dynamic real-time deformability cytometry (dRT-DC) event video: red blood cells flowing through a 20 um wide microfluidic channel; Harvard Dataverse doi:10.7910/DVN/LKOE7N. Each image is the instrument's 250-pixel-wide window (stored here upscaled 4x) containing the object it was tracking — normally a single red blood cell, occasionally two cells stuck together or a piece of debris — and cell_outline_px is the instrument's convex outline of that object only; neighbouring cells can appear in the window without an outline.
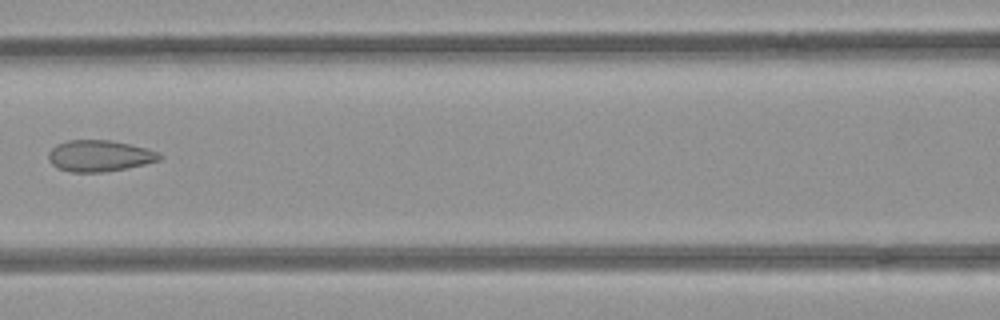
{"species": "common noctule bat (a hibernating species)", "species_latin": "Nyctalus noctula", "temperature_condition": "room temperature", "stored_images_in_passage": 8, "camera_frame_rate_fps": 3000, "um_per_image_px": 0.085, "animal": {"sex": "female", "body_mass_g": 21.9}, "frame": {"image": 1, "passage_image": 7, "time_ms": 2.0, "image_size_px": [1000, 320], "cell_outline_px": [[164, 156], [160, 160], [128, 168], [104, 172], [72, 172], [56, 168], [48, 160], [48, 152], [56, 144], [68, 140], [112, 140], [160, 152]], "centroid_in_image_um": [8.44, 13.25], "position_along_channel_um": 158.2, "area_um2": 20.4}}
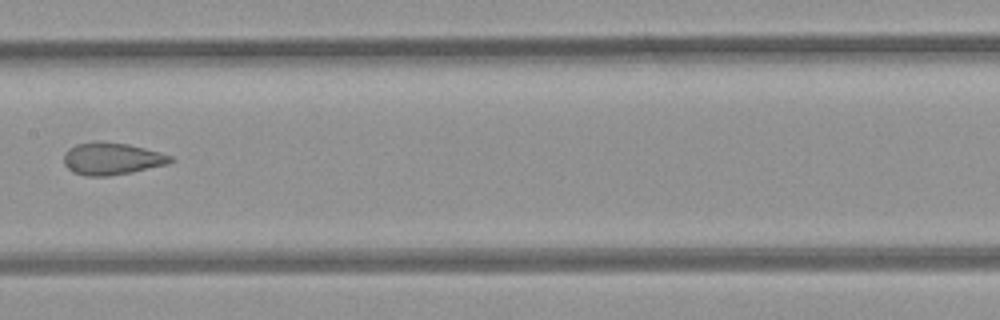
{"frame": {"image": 2, "passage_image": 8, "time_ms": 2.333, "image_size_px": [1000, 320], "cell_outline_px": [[176, 160], [168, 164], [132, 172], [108, 176], [84, 176], [72, 172], [64, 164], [64, 152], [68, 148], [76, 144], [96, 140], [100, 140], [128, 144], [160, 152], [172, 156]], "centroid_in_image_um": [9.49, 13.48], "position_along_channel_um": 197.9, "area_um2": 20.35}}